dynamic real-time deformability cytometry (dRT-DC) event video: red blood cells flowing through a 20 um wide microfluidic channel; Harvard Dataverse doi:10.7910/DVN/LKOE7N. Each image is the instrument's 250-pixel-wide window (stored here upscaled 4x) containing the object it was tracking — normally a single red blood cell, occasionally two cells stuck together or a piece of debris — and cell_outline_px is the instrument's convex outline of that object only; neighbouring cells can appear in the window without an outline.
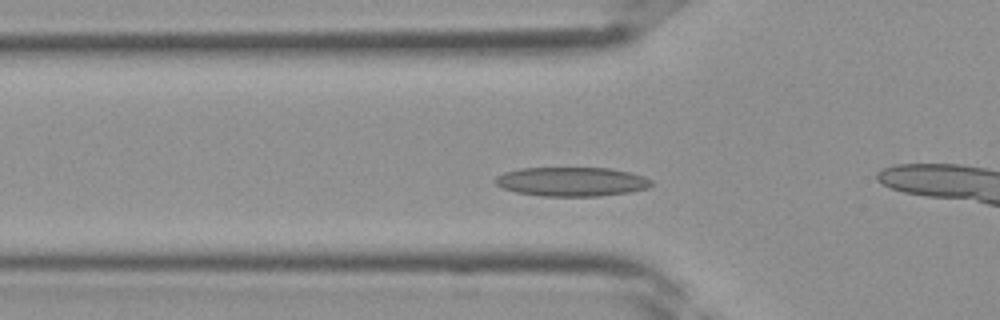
{"species": "Egyptian fruit bat (a non-hibernating species)", "species_latin": "Rousettus aegyptiacus", "temperature_condition": "room temperature", "stored_images_in_passage": 32, "camera_frame_rate_fps": 3000, "um_per_image_px": 0.085, "frame": {"image": 1, "passage_image": 6, "time_ms": 1.667, "image_size_px": [1000, 320], "cell_outline_px": [[652, 184], [648, 188], [628, 192], [600, 196], [540, 196], [516, 192], [504, 188], [496, 184], [496, 176], [504, 172], [520, 168], [608, 168], [628, 172], [644, 176], [652, 180]], "centroid_in_image_um": [48.59, 15.44], "position_along_channel_um": 77.2, "area_um2": 26.41}}
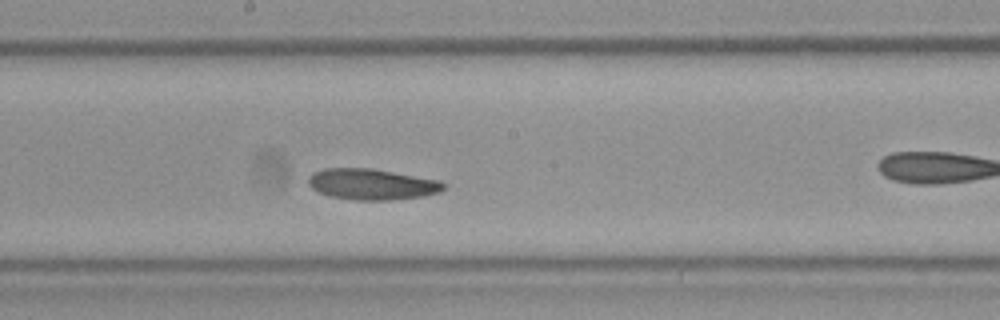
{"frame": {"image": 2, "passage_image": 14, "time_ms": 4.333, "image_size_px": [1000, 320], "cell_outline_px": [[448, 184], [440, 192], [424, 196], [392, 200], [356, 200], [332, 196], [320, 192], [312, 188], [308, 184], [308, 176], [312, 172], [324, 168], [372, 168], [440, 180]], "centroid_in_image_um": [31.63, 15.65], "position_along_channel_um": 216.6, "area_um2": 24.57}}
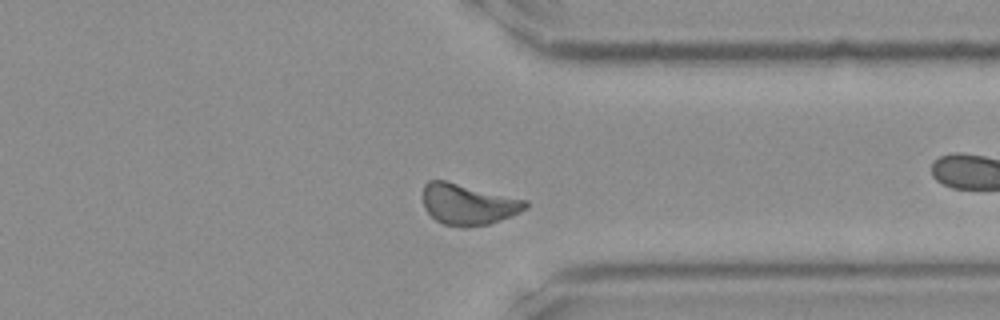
{"frame": {"image": 3, "passage_image": 23, "time_ms": 7.333, "image_size_px": [1000, 320], "cell_outline_px": [[528, 208], [520, 212], [488, 224], [468, 228], [460, 228], [444, 224], [436, 220], [424, 208], [424, 184], [428, 180], [448, 180], [528, 200]], "centroid_in_image_um": [39.8, 17.35], "position_along_channel_um": 371.6, "area_um2": 24.8}}